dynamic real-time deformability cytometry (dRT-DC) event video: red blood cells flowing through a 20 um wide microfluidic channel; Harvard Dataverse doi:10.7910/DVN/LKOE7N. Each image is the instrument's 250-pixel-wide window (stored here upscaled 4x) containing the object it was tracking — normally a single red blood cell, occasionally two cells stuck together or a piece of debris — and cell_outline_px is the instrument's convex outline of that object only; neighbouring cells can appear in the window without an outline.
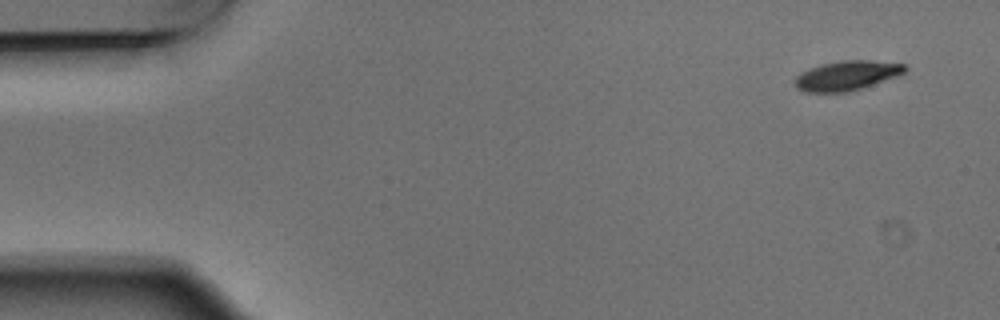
{"species": "Egyptian fruit bat (a non-hibernating species)", "species_latin": "Rousettus aegyptiacus", "temperature_condition": "warm", "stored_images_in_passage": 10, "camera_frame_rate_fps": 3000, "um_per_image_px": 0.085, "animal": {"sex": "male"}, "frame": {"image": 1, "passage_image": 1, "time_ms": 0.0, "image_size_px": [1000, 320], "cell_outline_px": [[908, 68], [904, 72], [896, 76], [848, 92], [804, 92], [796, 88], [796, 76], [800, 72], [808, 68], [840, 60], [872, 60], [904, 64]], "centroid_in_image_um": [71.95, 6.41], "position_along_channel_um": 13.1, "area_um2": 18.79}}
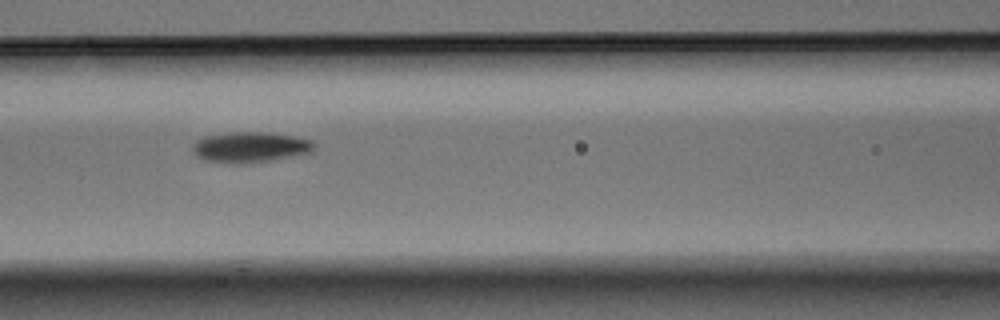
{"frame": {"image": 2, "passage_image": 6, "time_ms": 1.667, "image_size_px": [1000, 320], "cell_outline_px": [[316, 148], [312, 152], [252, 164], [236, 164], [204, 160], [196, 156], [192, 152], [192, 144], [196, 140], [204, 136], [228, 132], [264, 132], [292, 136], [312, 140], [316, 144]], "centroid_in_image_um": [21.24, 12.52], "position_along_channel_um": 145.4, "area_um2": 22.02}}
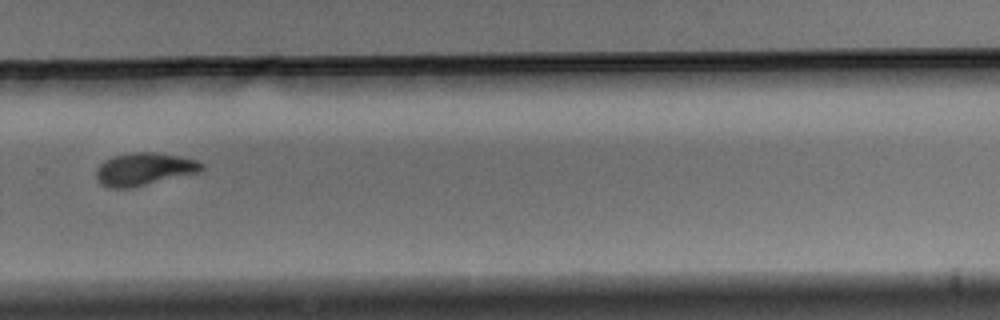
{"frame": {"image": 3, "passage_image": 10, "time_ms": 3.0, "image_size_px": [1000, 320], "cell_outline_px": [[204, 168], [200, 172], [132, 188], [108, 188], [100, 184], [96, 176], [96, 168], [104, 160], [116, 156], [132, 152], [156, 152], [180, 156], [196, 160], [204, 164]], "centroid_in_image_um": [12.25, 14.38], "position_along_channel_um": 317.5, "area_um2": 20.23}}